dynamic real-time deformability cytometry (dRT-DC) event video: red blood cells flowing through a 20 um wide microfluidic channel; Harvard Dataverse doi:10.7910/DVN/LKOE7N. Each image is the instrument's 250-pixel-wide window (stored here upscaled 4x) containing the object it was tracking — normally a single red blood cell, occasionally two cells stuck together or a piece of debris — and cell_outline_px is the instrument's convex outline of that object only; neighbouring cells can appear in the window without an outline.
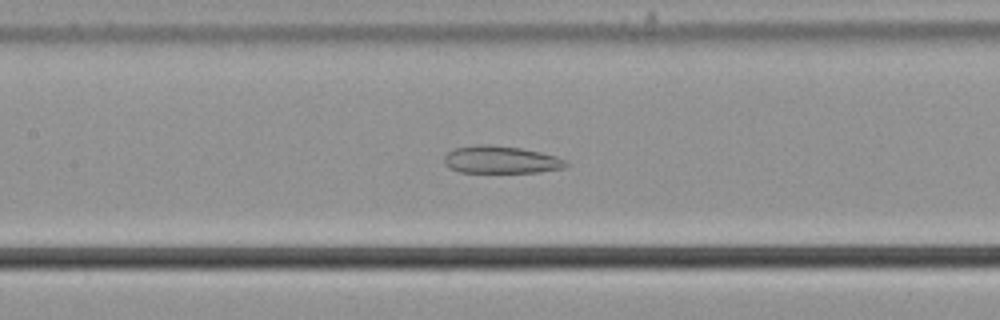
{"species": "common noctule bat (a hibernating species)", "species_latin": "Nyctalus noctula", "temperature_condition": "cold", "stored_images_in_passage": 45, "camera_frame_rate_fps": 3000, "um_per_image_px": 0.085, "animal": {"sex": "male", "body_mass_g": 21.5, "forearm_length_mm": 52.0}, "frame": {"image": 1, "passage_image": 26, "time_ms": 8.333, "image_size_px": [1000, 320], "cell_outline_px": [[568, 164], [564, 168], [540, 172], [460, 172], [448, 168], [444, 164], [444, 156], [452, 148], [476, 144], [492, 144], [520, 148], [540, 152], [556, 156], [564, 160]], "centroid_in_image_um": [42.52, 13.57], "position_along_channel_um": 164.9, "area_um2": 19.65}}
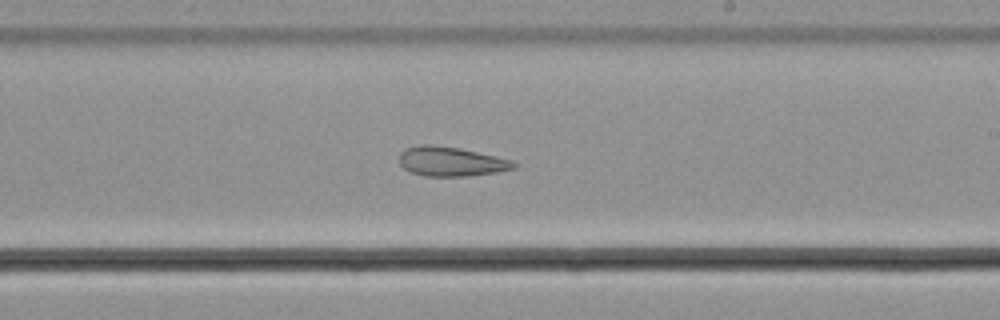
{"frame": {"image": 2, "passage_image": 33, "time_ms": 10.667, "image_size_px": [1000, 320], "cell_outline_px": [[516, 168], [496, 172], [468, 176], [424, 176], [412, 172], [404, 168], [400, 164], [400, 152], [404, 148], [424, 144], [460, 148], [512, 160], [516, 164]], "centroid_in_image_um": [38.33, 13.73], "position_along_channel_um": 250.7, "area_um2": 19.48}}
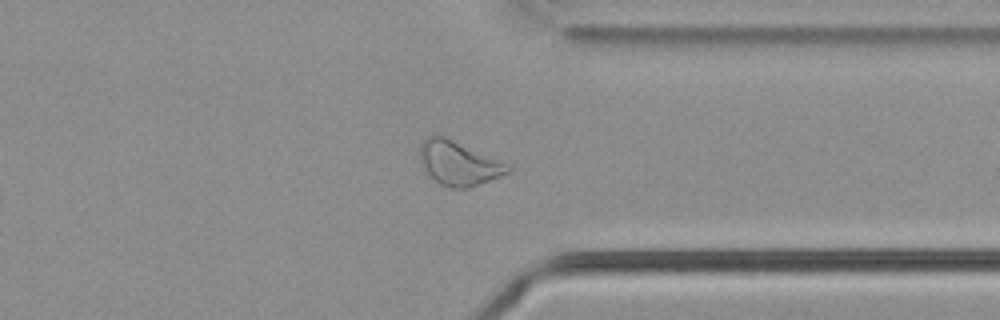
{"frame": {"image": 3, "passage_image": 43, "time_ms": 14.0, "image_size_px": [1000, 320], "cell_outline_px": [[512, 172], [468, 188], [452, 188], [440, 184], [428, 172], [420, 160], [420, 144], [428, 136], [444, 136], [496, 160], [512, 168]], "centroid_in_image_um": [38.97, 13.89], "position_along_channel_um": 372.4, "area_um2": 21.73}}